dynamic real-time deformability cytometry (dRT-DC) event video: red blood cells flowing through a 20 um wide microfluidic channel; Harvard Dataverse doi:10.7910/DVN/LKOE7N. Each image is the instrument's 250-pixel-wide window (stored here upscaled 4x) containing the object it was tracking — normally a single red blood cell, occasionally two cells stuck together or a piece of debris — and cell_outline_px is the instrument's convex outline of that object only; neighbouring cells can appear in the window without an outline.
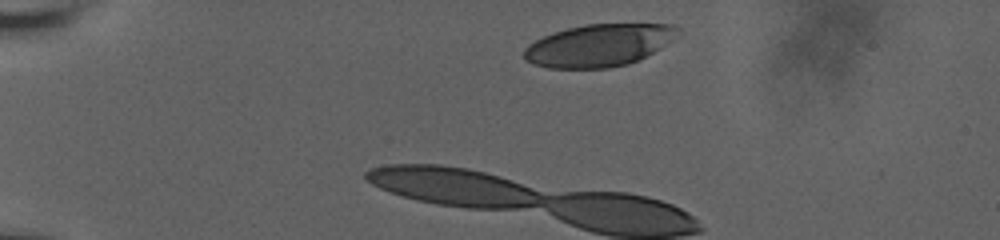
{"species": "human", "species_latin": "Homo sapiens", "temperature_condition": "room temperature", "stored_images_in_passage": 6, "camera_frame_rate_fps": 3000, "um_per_image_px": 0.085, "donor": {"sex": "male"}, "frame": {"image": 1, "passage_image": 1, "time_ms": 0.0, "image_size_px": [1000, 240], "cell_outline_px": [[680, 36], [660, 48], [628, 64], [608, 68], [548, 68], [532, 64], [524, 60], [524, 48], [528, 44], [544, 36], [568, 28], [584, 24], [672, 24], [680, 28]], "centroid_in_image_um": [50.92, 3.85], "position_along_channel_um": 34.1, "area_um2": 37.97}}